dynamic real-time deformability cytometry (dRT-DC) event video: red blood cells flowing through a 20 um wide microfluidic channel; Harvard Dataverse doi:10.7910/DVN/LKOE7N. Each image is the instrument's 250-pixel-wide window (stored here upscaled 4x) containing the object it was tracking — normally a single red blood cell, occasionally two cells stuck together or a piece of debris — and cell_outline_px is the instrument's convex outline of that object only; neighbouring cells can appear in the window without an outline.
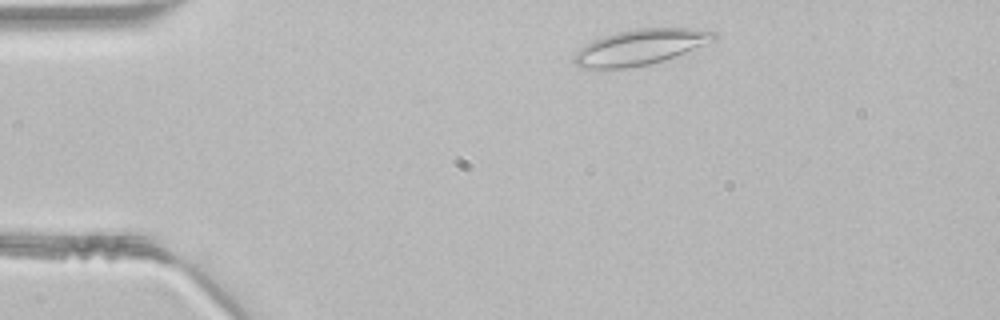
{"species": "common noctule bat (a hibernating species)", "species_latin": "Nyctalus noctula", "temperature_condition": "room temperature", "stored_images_in_passage": 32, "camera_frame_rate_fps": 3000, "um_per_image_px": 0.085, "animal": {"sex": "male", "body_mass_g": 21.5, "forearm_length_mm": 52.0}, "frame": {"image": 1, "passage_image": 3, "time_ms": 0.667, "image_size_px": [1000, 320], "cell_outline_px": [[716, 40], [664, 60], [648, 64], [624, 68], [580, 68], [572, 60], [572, 56], [584, 44], [592, 40], [616, 32], [636, 28], [688, 28], [716, 32]], "centroid_in_image_um": [54.37, 4.0], "position_along_channel_um": 30.6, "area_um2": 28.78}}
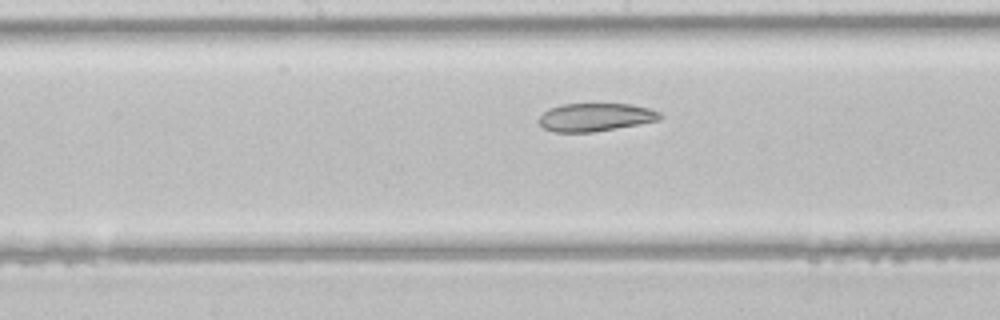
{"frame": {"image": 2, "passage_image": 18, "time_ms": 5.667, "image_size_px": [1000, 320], "cell_outline_px": [[660, 120], [592, 132], [556, 132], [544, 128], [536, 120], [548, 108], [560, 104], [628, 104], [648, 108], [660, 112]], "centroid_in_image_um": [50.55, 9.95], "position_along_channel_um": 197.6, "area_um2": 19.65}}
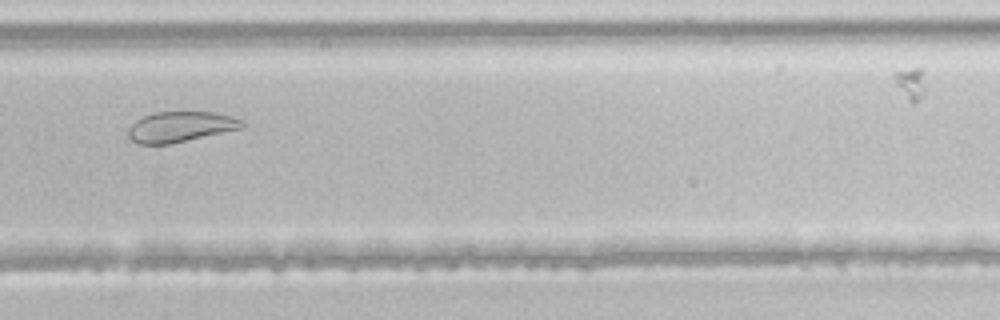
{"frame": {"image": 3, "passage_image": 26, "time_ms": 8.333, "image_size_px": [1000, 320], "cell_outline_px": [[244, 128], [168, 144], [140, 144], [132, 140], [128, 136], [128, 128], [136, 120], [152, 112], [212, 112], [232, 116], [244, 120]], "centroid_in_image_um": [15.35, 10.77], "position_along_channel_um": 314.4, "area_um2": 20.17}}